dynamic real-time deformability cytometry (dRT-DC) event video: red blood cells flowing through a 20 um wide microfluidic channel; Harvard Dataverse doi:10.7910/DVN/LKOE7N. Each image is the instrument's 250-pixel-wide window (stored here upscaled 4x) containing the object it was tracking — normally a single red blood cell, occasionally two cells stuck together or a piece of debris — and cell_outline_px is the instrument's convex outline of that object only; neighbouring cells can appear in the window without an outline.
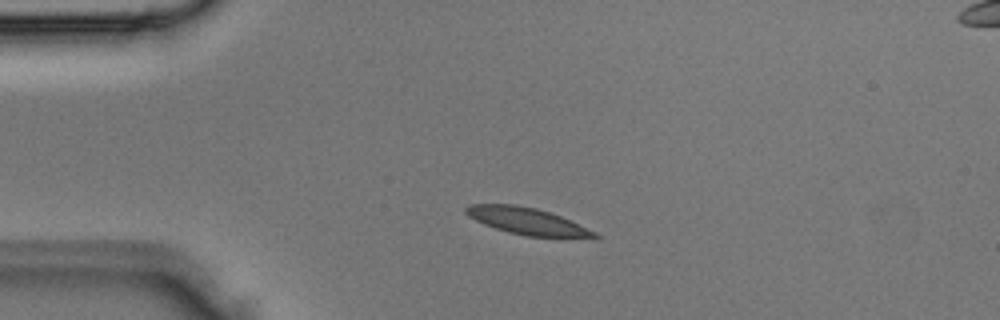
{"species": "Egyptian fruit bat (a non-hibernating species)", "species_latin": "Rousettus aegyptiacus", "temperature_condition": "room temperature", "stored_images_in_passage": 2, "camera_frame_rate_fps": 3000, "um_per_image_px": 0.085, "animal": {"sex": "male"}, "frame": {"image": 1, "passage_image": 1, "time_ms": 0.0, "image_size_px": [1000, 320], "cell_outline_px": [[600, 236], [596, 240], [528, 236], [508, 232], [484, 224], [468, 216], [464, 212], [464, 208], [468, 204], [516, 204], [536, 208], [560, 216], [596, 232]], "centroid_in_image_um": [44.89, 18.83], "position_along_channel_um": 40.1, "area_um2": 20.52}}